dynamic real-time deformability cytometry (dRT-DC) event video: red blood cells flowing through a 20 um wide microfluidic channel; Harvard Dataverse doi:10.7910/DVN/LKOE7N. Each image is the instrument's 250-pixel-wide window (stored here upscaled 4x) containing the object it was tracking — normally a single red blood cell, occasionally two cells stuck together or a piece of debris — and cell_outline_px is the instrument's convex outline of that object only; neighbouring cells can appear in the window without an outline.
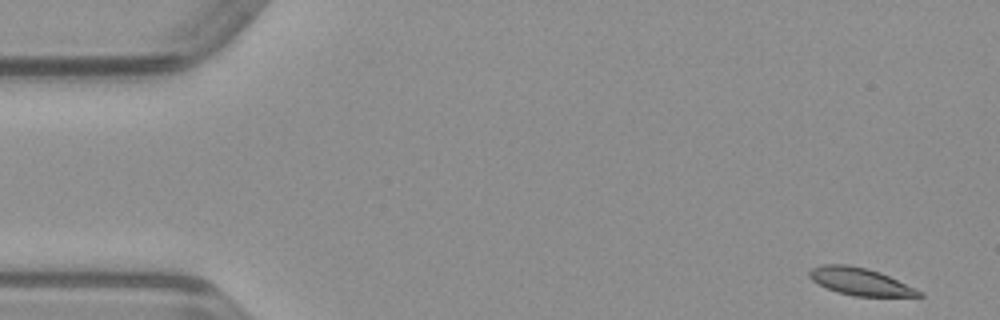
{"species": "common noctule bat (a hibernating species)", "species_latin": "Nyctalus noctula", "temperature_condition": "warm", "stored_images_in_passage": 26, "camera_frame_rate_fps": 3000, "um_per_image_px": 0.085, "animal": {"sex": "male", "body_mass_g": 23.1, "forearm_length_mm": 52.7}, "frame": {"image": 1, "passage_image": 1, "time_ms": 0.0, "image_size_px": [1000, 320], "cell_outline_px": [[924, 296], [856, 296], [836, 292], [812, 280], [808, 276], [808, 272], [812, 268], [824, 264], [848, 264], [868, 268], [880, 272], [924, 292]], "centroid_in_image_um": [73.12, 23.92], "position_along_channel_um": 11.9, "area_um2": 17.4}}
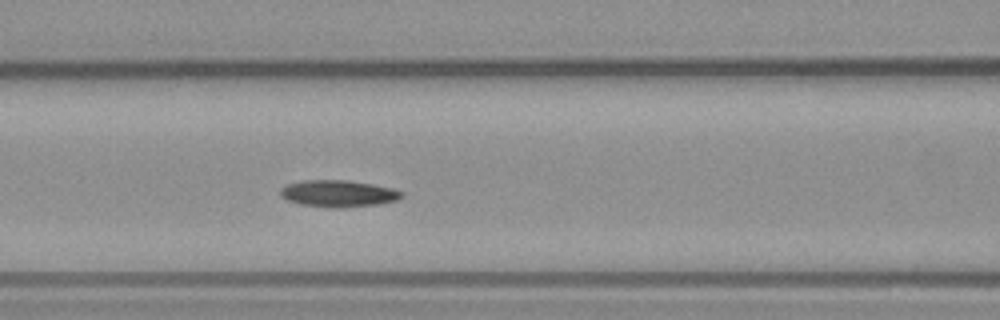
{"frame": {"image": 2, "passage_image": 19, "time_ms": 6.0, "image_size_px": [1000, 320], "cell_outline_px": [[404, 196], [396, 200], [380, 204], [336, 208], [332, 208], [300, 204], [288, 200], [280, 196], [280, 188], [284, 184], [300, 180], [348, 180], [372, 184], [392, 188], [404, 192]], "centroid_in_image_um": [28.73, 16.44], "position_along_channel_um": 137.9, "area_um2": 19.13}}
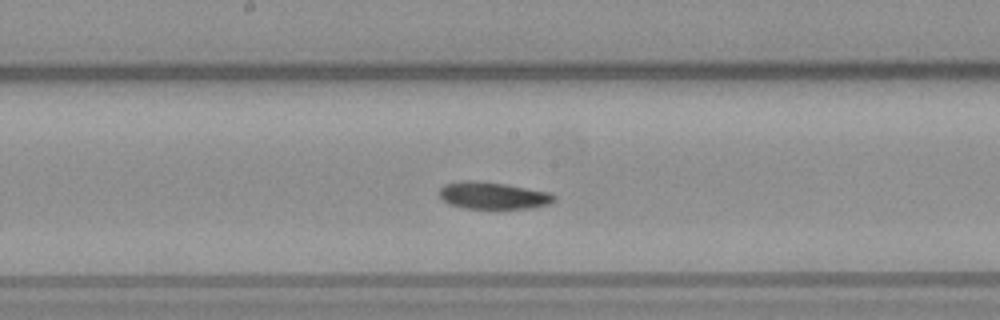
{"frame": {"image": 3, "passage_image": 24, "time_ms": 7.667, "image_size_px": [1000, 320], "cell_outline_px": [[556, 200], [548, 204], [528, 208], [464, 208], [448, 204], [440, 196], [440, 188], [444, 184], [460, 180], [472, 180], [504, 184], [548, 192], [556, 196]], "centroid_in_image_um": [41.87, 16.61], "position_along_channel_um": 206.3, "area_um2": 17.92}}